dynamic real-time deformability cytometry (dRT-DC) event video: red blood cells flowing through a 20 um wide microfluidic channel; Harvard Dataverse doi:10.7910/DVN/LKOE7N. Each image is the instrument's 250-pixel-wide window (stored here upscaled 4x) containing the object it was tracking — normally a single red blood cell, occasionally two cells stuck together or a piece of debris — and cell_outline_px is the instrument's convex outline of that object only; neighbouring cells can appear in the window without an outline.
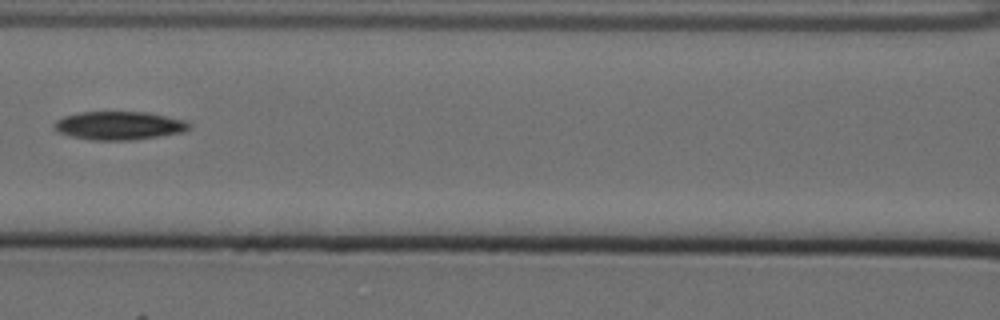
{"species": "Egyptian fruit bat (a non-hibernating species)", "species_latin": "Rousettus aegyptiacus", "temperature_condition": "cold", "stored_images_in_passage": 5, "camera_frame_rate_fps": 3000, "um_per_image_px": 0.085, "animal": {"sex": "female"}, "frame": {"image": 1, "passage_image": 5, "time_ms": 1.333, "image_size_px": [1000, 320], "cell_outline_px": [[192, 128], [184, 132], [160, 136], [132, 140], [92, 140], [72, 136], [56, 132], [52, 128], [52, 124], [56, 120], [64, 116], [80, 112], [148, 112], [184, 120], [192, 124]], "centroid_in_image_um": [10.12, 10.68], "position_along_channel_um": 156.5, "area_um2": 22.54}}